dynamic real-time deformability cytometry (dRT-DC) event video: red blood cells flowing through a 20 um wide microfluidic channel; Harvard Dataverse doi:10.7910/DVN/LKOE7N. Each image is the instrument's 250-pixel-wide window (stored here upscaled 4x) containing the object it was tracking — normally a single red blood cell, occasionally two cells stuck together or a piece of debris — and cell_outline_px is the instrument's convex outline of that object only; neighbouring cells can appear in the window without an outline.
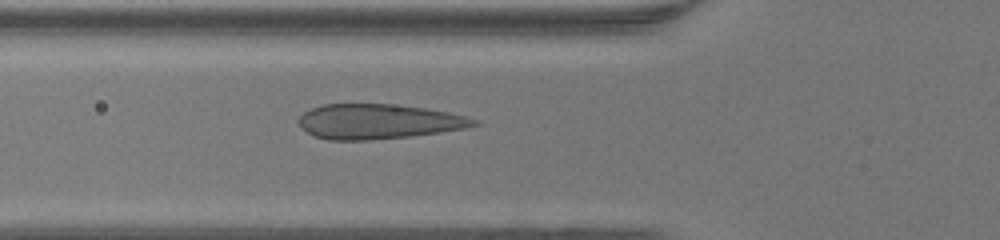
{"species": "human", "species_latin": "Homo sapiens", "temperature_condition": "warm", "stored_images_in_passage": 35, "camera_frame_rate_fps": 3000, "um_per_image_px": 0.085, "donor": {"sex": "female"}, "frame": {"image": 1, "passage_image": 5, "time_ms": 1.333, "image_size_px": [1000, 240], "cell_outline_px": [[480, 124], [468, 128], [412, 136], [368, 140], [328, 140], [312, 136], [296, 120], [304, 112], [312, 108], [324, 104], [388, 104], [424, 108], [448, 112], [480, 120]], "centroid_in_image_um": [32.18, 10.34], "position_along_channel_um": 93.6, "area_um2": 35.6}}
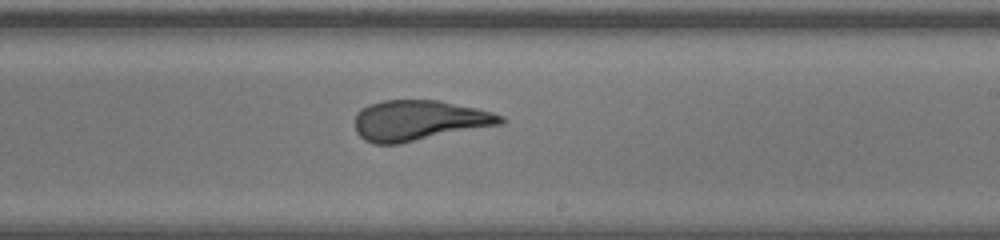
{"frame": {"image": 2, "passage_image": 16, "time_ms": 5.0, "image_size_px": [1000, 240], "cell_outline_px": [[508, 120], [504, 124], [400, 144], [372, 144], [364, 140], [356, 132], [356, 112], [360, 108], [368, 104], [384, 100], [440, 100], [476, 108], [492, 112], [504, 116]], "centroid_in_image_um": [35.64, 10.24], "position_along_channel_um": 253.4, "area_um2": 34.8}}
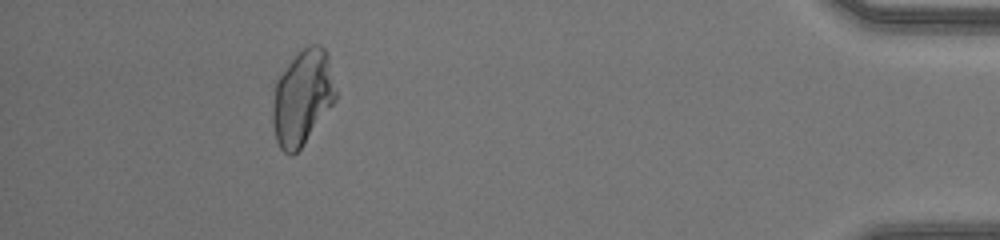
{"frame": {"image": 3, "passage_image": 31, "time_ms": 10.0, "image_size_px": [1000, 240], "cell_outline_px": [[336, 100], [300, 148], [292, 156], [284, 152], [280, 148], [276, 140], [272, 124], [272, 108], [276, 80], [288, 64], [308, 44], [320, 44], [328, 52], [336, 88]], "centroid_in_image_um": [25.71, 8.27], "position_along_channel_um": 409.5, "area_um2": 34.85}}